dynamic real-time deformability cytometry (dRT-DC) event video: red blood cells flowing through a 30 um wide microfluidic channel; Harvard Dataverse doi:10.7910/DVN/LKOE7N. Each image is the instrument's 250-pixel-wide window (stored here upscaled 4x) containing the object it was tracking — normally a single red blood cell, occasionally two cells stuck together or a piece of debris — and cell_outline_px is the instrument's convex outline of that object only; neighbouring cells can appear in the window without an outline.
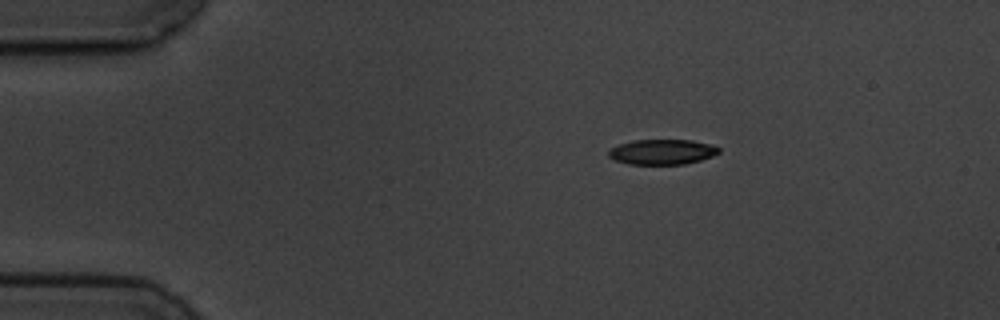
{"species": "common noctule bat (a hibernating species)", "species_latin": "Nyctalus noctula", "temperature_condition": "cold", "stored_images_in_passage": 3, "camera_frame_rate_fps": 3000, "um_per_image_px": 0.085, "animal": {"sex": "male", "body_mass_g": 19.5, "forearm_length_mm": 54.6}, "frame": {"image": 1, "passage_image": 1, "time_ms": 0.0, "image_size_px": [1000, 320], "cell_outline_px": [[720, 152], [712, 156], [700, 160], [684, 164], [628, 164], [616, 160], [608, 156], [608, 152], [612, 148], [620, 144], [632, 140], [692, 140], [712, 144], [720, 148]], "centroid_in_image_um": [56.31, 12.9], "position_along_channel_um": 28.7, "area_um2": 16.13}}